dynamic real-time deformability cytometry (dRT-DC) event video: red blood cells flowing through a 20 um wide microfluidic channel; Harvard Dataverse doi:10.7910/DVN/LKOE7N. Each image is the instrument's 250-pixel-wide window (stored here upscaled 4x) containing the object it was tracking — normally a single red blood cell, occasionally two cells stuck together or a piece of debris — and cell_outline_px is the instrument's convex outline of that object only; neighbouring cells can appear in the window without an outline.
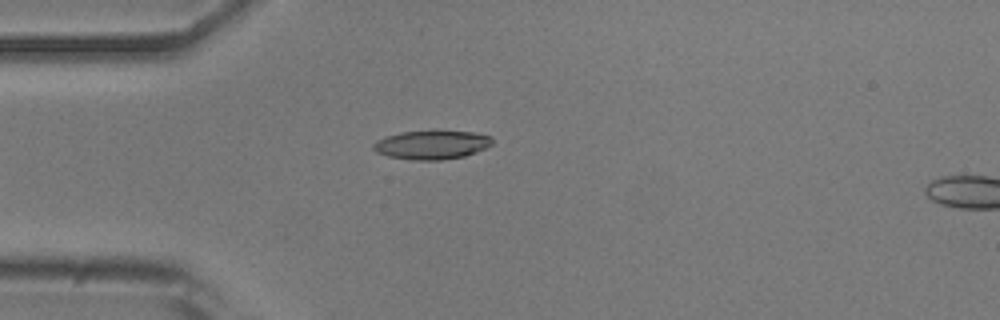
{"species": "common noctule bat (a hibernating species)", "species_latin": "Nyctalus noctula", "temperature_condition": "room temperature", "stored_images_in_passage": 39, "camera_frame_rate_fps": 3000, "um_per_image_px": 0.085, "animal": {"sex": "male", "body_mass_g": 20.5, "forearm_length_mm": 52.5}, "frame": {"image": 1, "passage_image": 1, "time_ms": 0.0, "image_size_px": [1000, 320], "cell_outline_px": [[492, 144], [476, 152], [464, 156], [440, 160], [408, 160], [388, 156], [376, 152], [372, 148], [372, 144], [376, 140], [400, 132], [440, 128], [472, 132], [492, 136]], "centroid_in_image_um": [36.69, 12.27], "position_along_channel_um": 48.3, "area_um2": 20.69}}
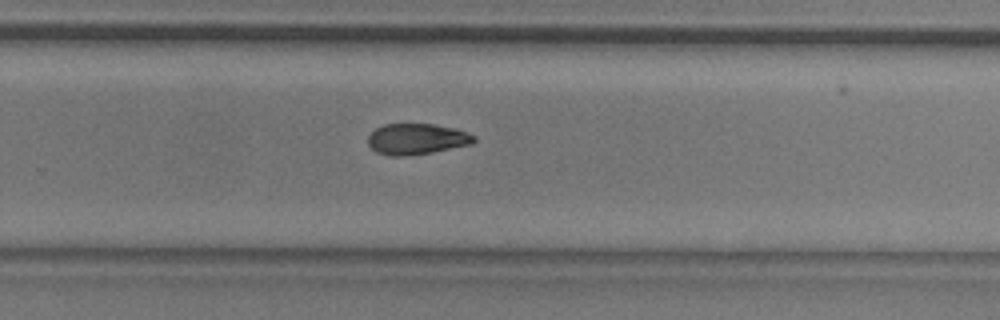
{"frame": {"image": 2, "passage_image": 21, "time_ms": 6.667, "image_size_px": [1000, 320], "cell_outline_px": [[476, 140], [472, 144], [432, 152], [400, 156], [392, 156], [376, 152], [368, 144], [368, 136], [376, 128], [384, 124], [432, 124], [452, 128], [476, 136]], "centroid_in_image_um": [35.4, 11.82], "position_along_channel_um": 294.4, "area_um2": 18.84}}
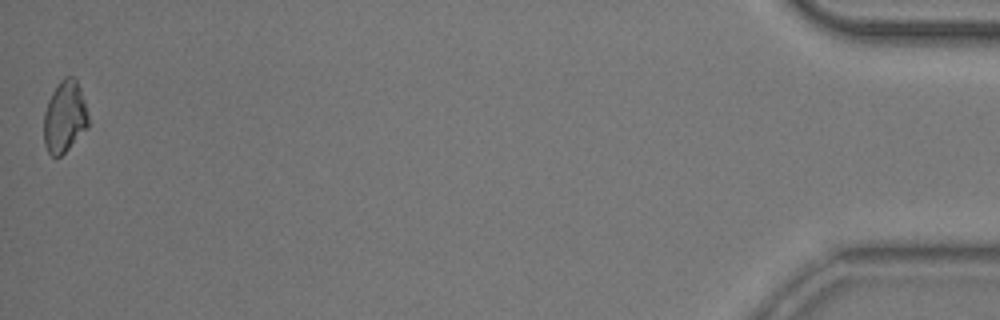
{"frame": {"image": 3, "passage_image": 39, "time_ms": 12.667, "image_size_px": [1000, 320], "cell_outline_px": [[88, 128], [60, 156], [52, 156], [48, 152], [44, 144], [44, 112], [48, 100], [52, 92], [60, 80], [64, 76], [72, 76], [76, 80], [80, 88], [84, 100], [88, 116]], "centroid_in_image_um": [5.48, 9.91], "position_along_channel_um": 429.7, "area_um2": 18.5}, "authors_computed_cell_mechanics": {"area_um2": 19.363, "velocity_mm_per_s": 3.8677, "shape_relaxation_time_tau1_ms": 7.2699, "shape_relaxation_time_tau2_ms": null, "deformation_change_tau1": 0.1513, "deformation_change_tau2": null}}